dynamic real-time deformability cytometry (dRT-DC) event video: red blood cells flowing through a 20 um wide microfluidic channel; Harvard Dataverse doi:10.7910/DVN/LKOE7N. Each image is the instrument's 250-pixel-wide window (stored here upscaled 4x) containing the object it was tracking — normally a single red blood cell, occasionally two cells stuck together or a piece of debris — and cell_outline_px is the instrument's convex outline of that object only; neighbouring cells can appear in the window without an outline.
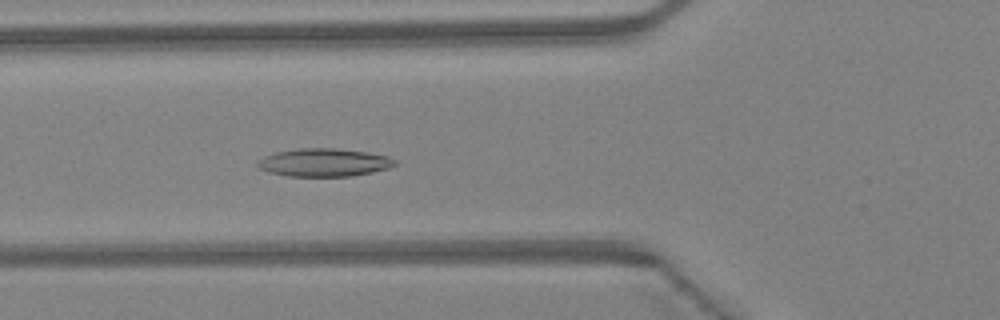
{"species": "Egyptian fruit bat (a non-hibernating species)", "species_latin": "Rousettus aegyptiacus", "temperature_condition": "warm", "stored_images_in_passage": 37, "camera_frame_rate_fps": 3000, "um_per_image_px": 0.085, "animal": {"sex": "female"}, "frame": {"image": 1, "passage_image": 12, "time_ms": 3.667, "image_size_px": [1000, 320], "cell_outline_px": [[396, 164], [388, 168], [372, 172], [352, 176], [288, 176], [268, 172], [260, 168], [256, 164], [256, 160], [264, 156], [276, 152], [300, 148], [336, 148], [364, 152], [388, 156], [396, 160]], "centroid_in_image_um": [27.51, 13.81], "position_along_channel_um": 98.3, "area_um2": 22.37}}
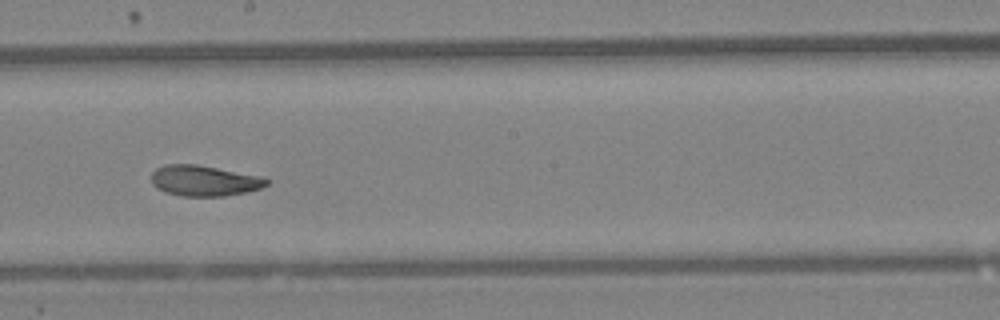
{"frame": {"image": 2, "passage_image": 21, "time_ms": 6.667, "image_size_px": [1000, 320], "cell_outline_px": [[272, 180], [268, 184], [260, 188], [244, 192], [224, 196], [184, 196], [164, 192], [156, 188], [152, 184], [152, 172], [156, 168], [164, 164], [196, 164], [256, 176]], "centroid_in_image_um": [17.3, 15.36], "position_along_channel_um": 230.9, "area_um2": 20.35}}
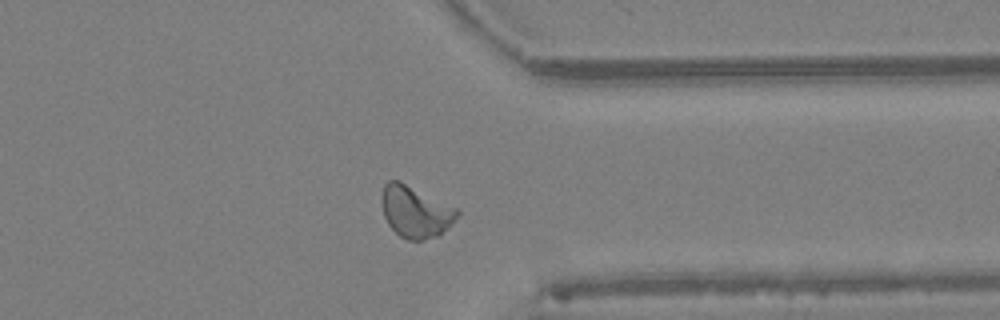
{"frame": {"image": 3, "passage_image": 31, "time_ms": 10.0, "image_size_px": [1000, 320], "cell_outline_px": [[460, 212], [448, 228], [436, 236], [424, 240], [408, 240], [400, 236], [388, 224], [384, 216], [380, 200], [384, 184], [388, 180], [400, 180], [456, 208]], "centroid_in_image_um": [35.27, 17.98], "position_along_channel_um": 376.1, "area_um2": 22.66}, "authors_computed_cell_mechanics": {"area_um2": 21.2126, "velocity_mm_per_s": 4.4461, "shape_relaxation_time_tau1_ms": 7.897, "shape_relaxation_time_tau2_ms": 2.4661, "deformation_change_tau1": 0.1989, "deformation_change_tau2": 0.0817}}